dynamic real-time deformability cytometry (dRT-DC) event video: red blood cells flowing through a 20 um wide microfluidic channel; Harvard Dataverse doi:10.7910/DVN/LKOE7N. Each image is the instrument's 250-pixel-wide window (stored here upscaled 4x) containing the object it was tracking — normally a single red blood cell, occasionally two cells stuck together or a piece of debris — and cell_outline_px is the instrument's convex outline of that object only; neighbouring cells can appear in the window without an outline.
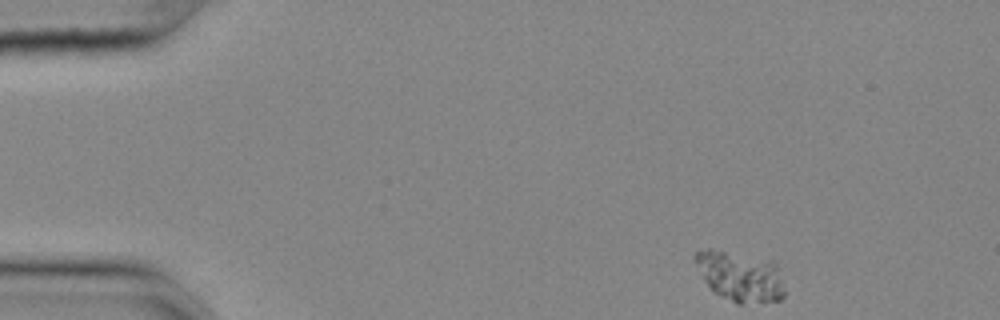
{"species": "common noctule bat (a hibernating species)", "species_latin": "Nyctalus noctula", "temperature_condition": "cold", "stored_images_in_passage": 50, "camera_frame_rate_fps": 3000, "um_per_image_px": 0.085, "animal": {"sex": "female", "body_mass_g": 25.1}, "frame": {"image": 1, "passage_image": 1, "time_ms": 0.0, "image_size_px": [1000, 320], "cell_outline_px": [[784, 296], [780, 300], [740, 304], [736, 304], [720, 296], [708, 288], [692, 260], [692, 256], [696, 252], [708, 248], [772, 260], [776, 268], [784, 292]], "centroid_in_image_um": [62.82, 23.49], "position_along_channel_um": 22.2, "area_um2": 26.07}}
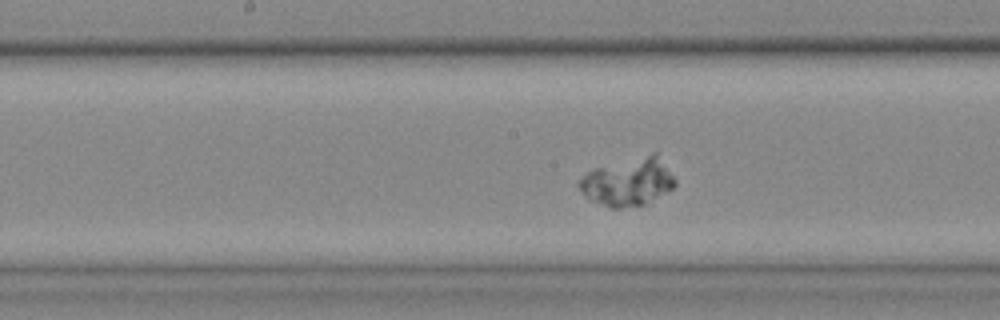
{"frame": {"image": 2, "passage_image": 23, "time_ms": 7.333, "image_size_px": [1000, 320], "cell_outline_px": [[676, 184], [672, 188], [644, 204], [620, 208], [608, 208], [588, 200], [576, 184], [588, 172], [596, 168], [656, 152], [676, 180]], "centroid_in_image_um": [53.35, 15.48], "position_along_channel_um": 194.8, "area_um2": 26.3}}
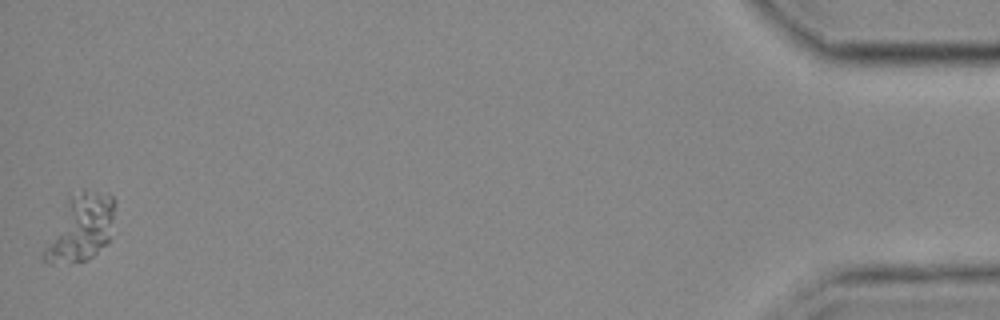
{"frame": {"image": 3, "passage_image": 50, "time_ms": 16.333, "image_size_px": [1000, 320], "cell_outline_px": [[116, 204], [108, 244], [92, 256], [84, 260], [52, 264], [48, 264], [44, 260], [44, 248], [68, 196], [84, 188], [108, 192], [112, 196]], "centroid_in_image_um": [6.9, 19.31], "position_along_channel_um": 428.3, "area_um2": 27.51}}